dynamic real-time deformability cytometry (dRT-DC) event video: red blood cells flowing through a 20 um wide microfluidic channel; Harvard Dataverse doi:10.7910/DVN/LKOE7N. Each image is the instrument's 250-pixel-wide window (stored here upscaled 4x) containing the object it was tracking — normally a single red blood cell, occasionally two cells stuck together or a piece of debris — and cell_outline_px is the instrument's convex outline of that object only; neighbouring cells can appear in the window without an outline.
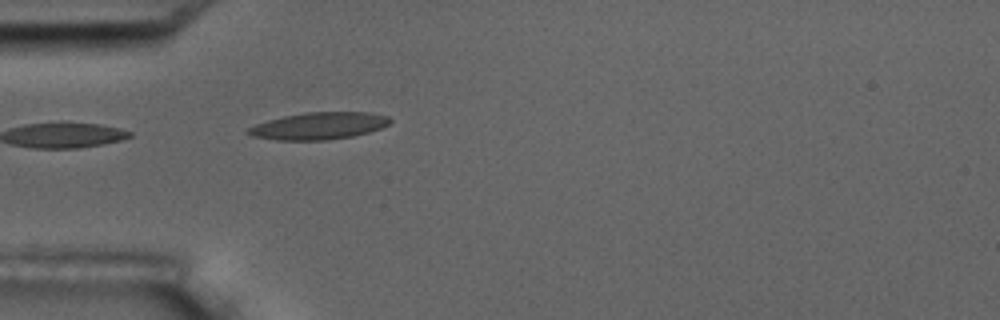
{"species": "common noctule bat (a hibernating species)", "species_latin": "Nyctalus noctula", "temperature_condition": "room temperature", "stored_images_in_passage": 5, "camera_frame_rate_fps": 3000, "um_per_image_px": 0.085, "animal": {"sex": "male", "body_mass_g": 17.5, "forearm_length_mm": 52.3}, "frame": {"image": 1, "passage_image": 5, "time_ms": 4.667, "image_size_px": [1000, 320], "cell_outline_px": [[392, 120], [388, 124], [380, 128], [368, 132], [352, 136], [324, 140], [276, 140], [252, 136], [244, 132], [248, 128], [256, 124], [268, 120], [284, 116], [304, 112], [368, 112], [388, 116]], "centroid_in_image_um": [27.07, 10.69], "position_along_channel_um": 57.9, "area_um2": 22.31}}